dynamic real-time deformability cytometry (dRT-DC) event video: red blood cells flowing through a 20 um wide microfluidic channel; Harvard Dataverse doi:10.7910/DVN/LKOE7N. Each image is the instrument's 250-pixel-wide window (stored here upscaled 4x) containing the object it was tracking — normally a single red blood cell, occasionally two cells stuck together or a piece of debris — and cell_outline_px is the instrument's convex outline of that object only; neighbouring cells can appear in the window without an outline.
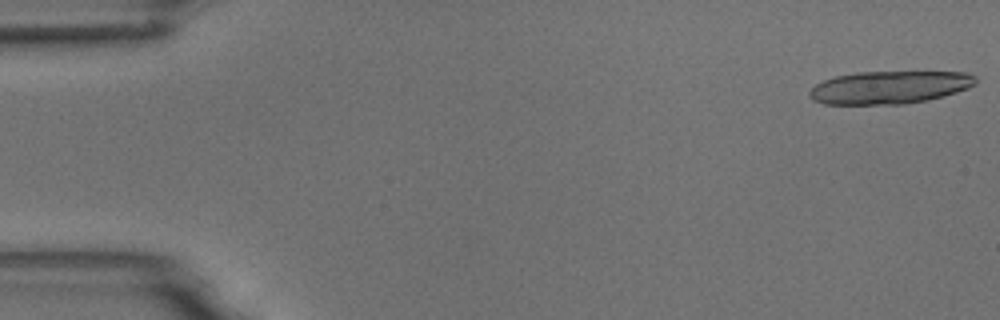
{"species": "common noctule bat (a hibernating species)", "species_latin": "Nyctalus noctula", "temperature_condition": "room temperature", "stored_images_in_passage": 6, "camera_frame_rate_fps": 3000, "um_per_image_px": 0.085, "animal": {"sex": "male", "body_mass_g": 18.8}, "frame": {"image": 1, "passage_image": 1, "time_ms": 0.0, "image_size_px": [1000, 320], "cell_outline_px": [[976, 84], [968, 88], [956, 92], [928, 100], [904, 104], [824, 104], [812, 100], [808, 96], [808, 92], [816, 84], [824, 80], [836, 76], [860, 72], [968, 72], [976, 76]], "centroid_in_image_um": [75.61, 7.43], "position_along_channel_um": 9.4, "area_um2": 31.79}}